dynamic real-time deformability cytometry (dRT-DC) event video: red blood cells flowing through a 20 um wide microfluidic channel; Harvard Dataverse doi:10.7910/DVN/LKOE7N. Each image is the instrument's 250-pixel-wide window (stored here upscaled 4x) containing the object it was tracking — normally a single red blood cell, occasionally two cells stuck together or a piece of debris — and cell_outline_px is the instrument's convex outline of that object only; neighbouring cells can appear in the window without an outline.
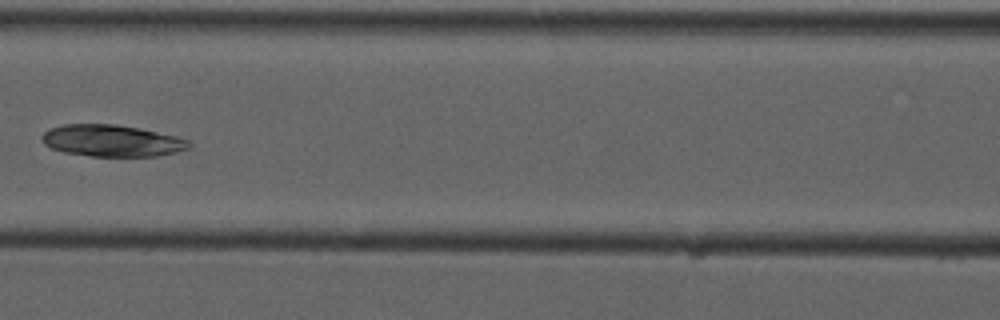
{"species": "common noctule bat (a hibernating species)", "species_latin": "Nyctalus noctula", "temperature_condition": "cold", "stored_images_in_passage": 9, "camera_frame_rate_fps": 3000, "um_per_image_px": 0.085, "animal": {"sex": "male", "forearm_length_mm": 52.5}, "frame": {"image": 1, "passage_image": 6, "time_ms": 7.667, "image_size_px": [1000, 320], "cell_outline_px": [[192, 148], [176, 152], [156, 156], [92, 156], [64, 152], [52, 148], [44, 144], [40, 140], [40, 136], [48, 128], [64, 124], [116, 124], [140, 128], [176, 136], [192, 140]], "centroid_in_image_um": [9.53, 11.95], "position_along_channel_um": 157.1, "area_um2": 27.51}}
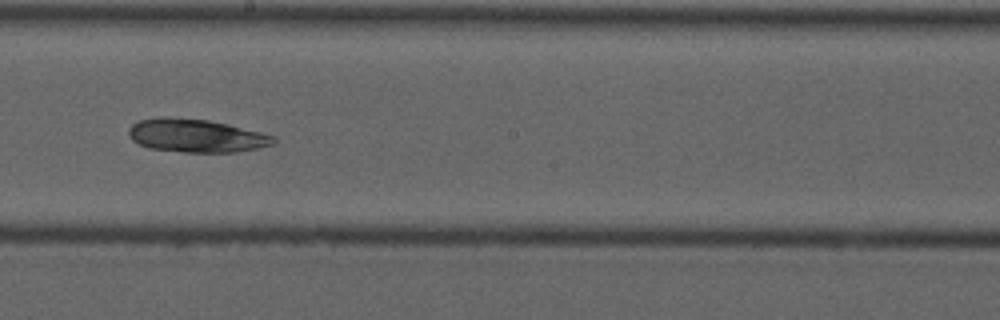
{"frame": {"image": 2, "passage_image": 8, "time_ms": 9.667, "image_size_px": [1000, 320], "cell_outline_px": [[276, 140], [272, 144], [256, 148], [236, 152], [184, 152], [148, 148], [132, 140], [128, 136], [128, 128], [132, 124], [140, 120], [208, 120], [228, 124], [276, 136]], "centroid_in_image_um": [16.72, 11.58], "position_along_channel_um": 231.5, "area_um2": 27.05}}
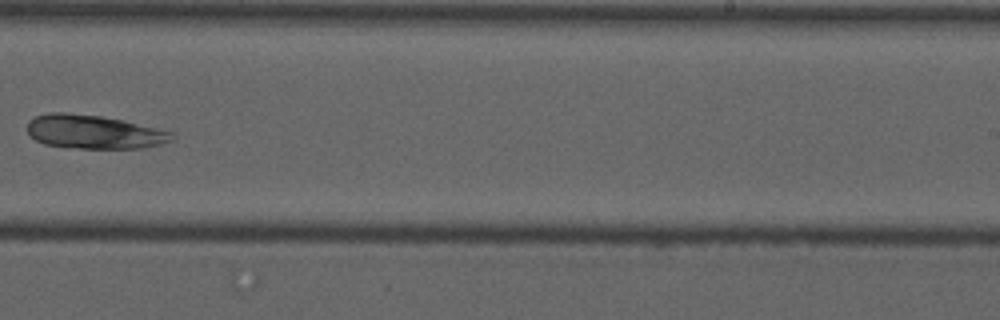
{"frame": {"image": 3, "passage_image": 9, "time_ms": 11.0, "image_size_px": [1000, 320], "cell_outline_px": [[176, 136], [172, 140], [160, 144], [140, 148], [76, 148], [44, 144], [36, 140], [28, 132], [28, 120], [36, 116], [48, 112], [64, 112], [100, 116], [124, 120], [176, 132]], "centroid_in_image_um": [8.02, 11.2], "position_along_channel_um": 281.0, "area_um2": 28.55}}